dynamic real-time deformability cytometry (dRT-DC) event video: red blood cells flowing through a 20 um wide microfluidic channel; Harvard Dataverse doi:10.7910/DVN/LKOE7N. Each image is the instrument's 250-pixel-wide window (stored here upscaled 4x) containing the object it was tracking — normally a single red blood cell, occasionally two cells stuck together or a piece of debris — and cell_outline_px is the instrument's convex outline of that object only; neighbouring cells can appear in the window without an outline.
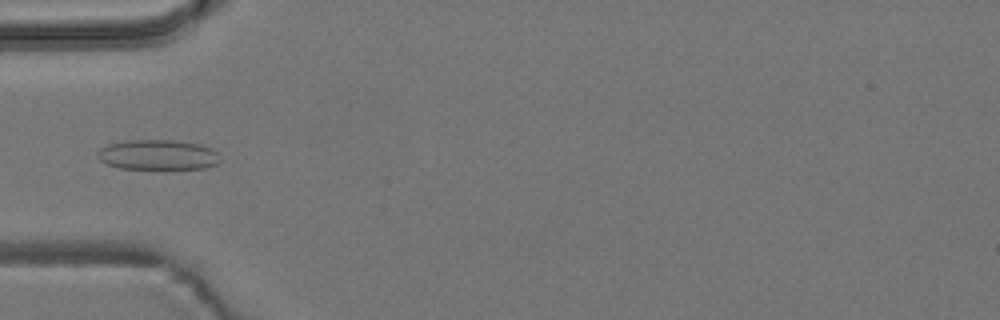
{"species": "common noctule bat (a hibernating species)", "species_latin": "Nyctalus noctula", "temperature_condition": "room temperature", "stored_images_in_passage": 6, "camera_frame_rate_fps": 3000, "um_per_image_px": 0.085, "animal": {"sex": "male", "body_mass_g": 19.2, "forearm_length_mm": 51.8}, "frame": {"image": 1, "passage_image": 3, "time_ms": 3.333, "image_size_px": [1000, 320], "cell_outline_px": [[220, 160], [216, 164], [204, 168], [120, 168], [108, 164], [100, 160], [96, 156], [96, 152], [100, 148], [108, 144], [128, 140], [180, 140], [200, 144], [212, 148], [216, 152]], "centroid_in_image_um": [13.4, 13.14], "position_along_channel_um": 71.6, "area_um2": 21.44}}
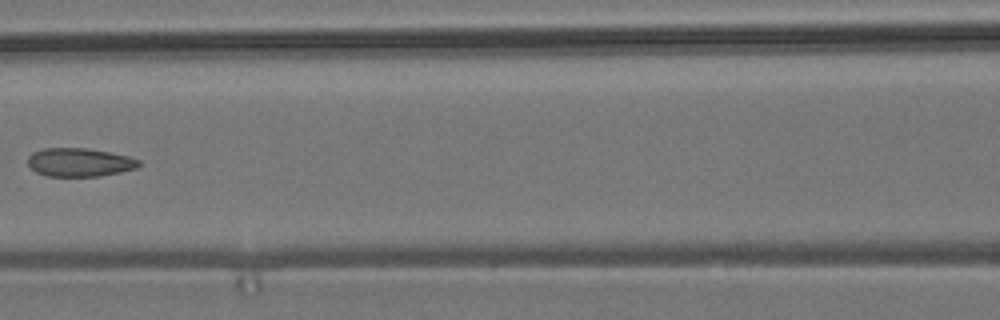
{"frame": {"image": 2, "passage_image": 5, "time_ms": 5.667, "image_size_px": [1000, 320], "cell_outline_px": [[140, 164], [136, 168], [120, 172], [100, 176], [48, 176], [36, 172], [28, 164], [28, 156], [32, 152], [44, 148], [84, 148], [108, 152], [128, 156], [140, 160]], "centroid_in_image_um": [6.74, 13.79], "position_along_channel_um": 159.9, "area_um2": 18.32}}
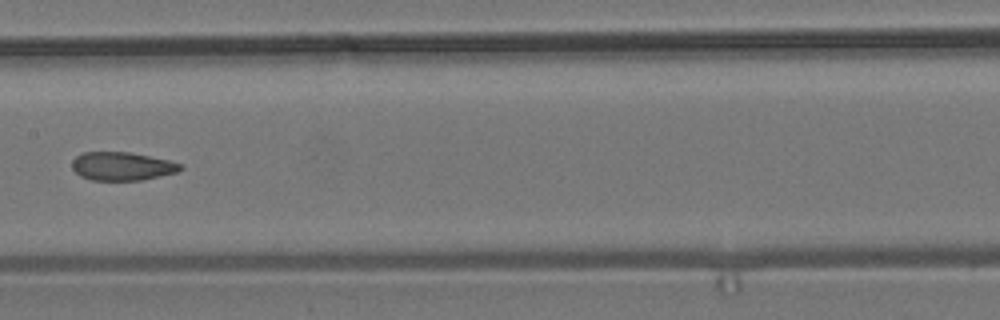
{"frame": {"image": 3, "passage_image": 6, "time_ms": 6.667, "image_size_px": [1000, 320], "cell_outline_px": [[184, 168], [176, 172], [140, 180], [92, 180], [80, 176], [72, 168], [72, 160], [76, 156], [84, 152], [128, 152], [168, 160], [180, 164]], "centroid_in_image_um": [10.33, 14.13], "position_along_channel_um": 197.1, "area_um2": 17.69}}